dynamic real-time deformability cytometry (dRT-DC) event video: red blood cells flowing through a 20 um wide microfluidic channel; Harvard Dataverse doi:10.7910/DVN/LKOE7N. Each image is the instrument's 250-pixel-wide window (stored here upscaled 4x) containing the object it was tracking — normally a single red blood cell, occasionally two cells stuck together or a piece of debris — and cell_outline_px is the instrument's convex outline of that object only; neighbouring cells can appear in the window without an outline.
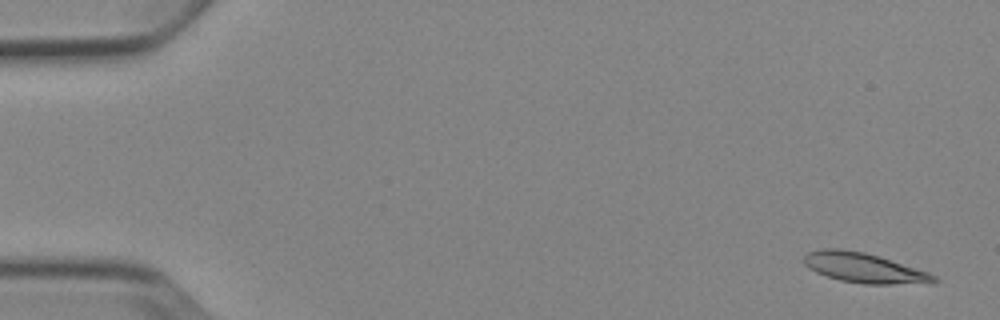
{"species": "Egyptian fruit bat (a non-hibernating species)", "species_latin": "Rousettus aegyptiacus", "temperature_condition": "cold", "stored_images_in_passage": 5, "camera_frame_rate_fps": 3000, "um_per_image_px": 0.085, "animal": {"sex": "female"}, "frame": {"image": 1, "passage_image": 1, "time_ms": 0.0, "image_size_px": [1000, 320], "cell_outline_px": [[940, 280], [936, 284], [864, 284], [840, 280], [816, 272], [808, 268], [804, 264], [804, 256], [808, 252], [820, 248], [840, 248], [864, 252], [880, 256], [928, 272], [936, 276]], "centroid_in_image_um": [73.49, 22.77], "position_along_channel_um": 11.5, "area_um2": 22.95}}
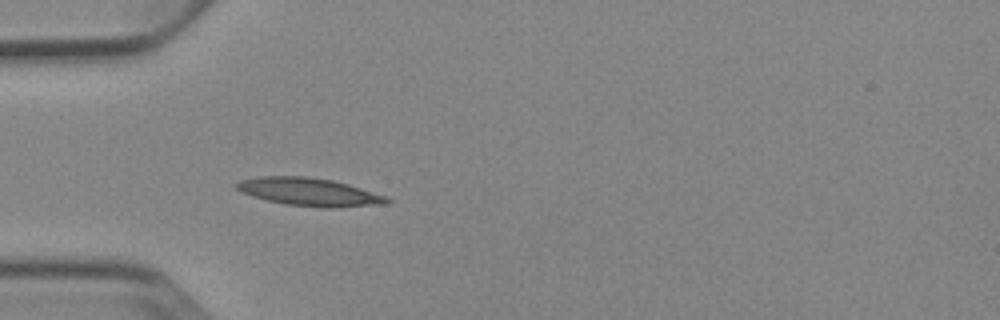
{"frame": {"image": 2, "passage_image": 5, "time_ms": 4.667, "image_size_px": [1000, 320], "cell_outline_px": [[392, 200], [388, 204], [336, 208], [320, 208], [284, 204], [252, 196], [236, 188], [236, 184], [240, 180], [260, 176], [308, 176], [332, 180], [348, 184], [384, 196]], "centroid_in_image_um": [26.31, 16.32], "position_along_channel_um": 58.7, "area_um2": 24.51}}